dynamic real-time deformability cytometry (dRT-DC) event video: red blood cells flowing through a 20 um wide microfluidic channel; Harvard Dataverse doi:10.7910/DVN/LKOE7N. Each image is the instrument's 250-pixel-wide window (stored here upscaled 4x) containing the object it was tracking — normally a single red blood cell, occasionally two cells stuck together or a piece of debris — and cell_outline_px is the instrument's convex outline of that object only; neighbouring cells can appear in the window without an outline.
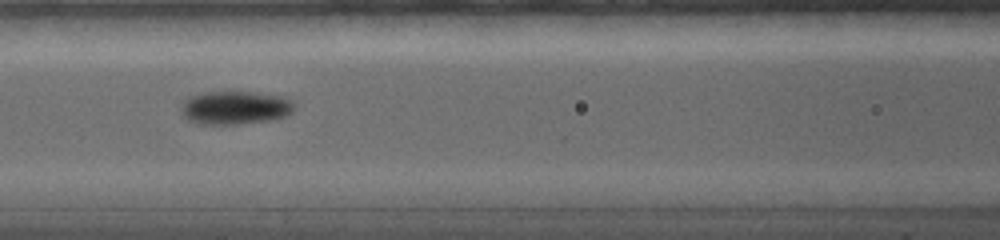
{"species": "common noctule bat (a hibernating species)", "species_latin": "Nyctalus noctula", "temperature_condition": "warm", "stored_images_in_passage": 34, "camera_frame_rate_fps": 5000, "um_per_image_px": 0.085, "animal": {"sex": "female", "body_mass_g": 19.0, "forearm_length_mm": 56.7}, "frame": {"image": 1, "passage_image": 11, "time_ms": 5.6, "image_size_px": [1000, 240], "cell_outline_px": [[296, 108], [288, 116], [272, 120], [236, 124], [200, 124], [188, 120], [180, 112], [184, 100], [192, 96], [204, 92], [252, 92], [280, 96], [296, 100]], "centroid_in_image_um": [20.05, 9.16], "position_along_channel_um": 146.5, "area_um2": 22.25}}
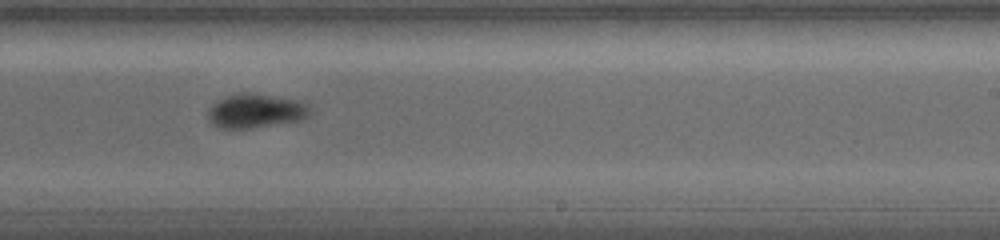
{"frame": {"image": 2, "passage_image": 17, "time_ms": 8.8, "image_size_px": [1000, 240], "cell_outline_px": [[308, 116], [300, 120], [248, 128], [220, 128], [212, 124], [208, 120], [208, 108], [216, 100], [228, 96], [244, 92], [248, 92], [300, 100], [308, 108]], "centroid_in_image_um": [21.66, 9.42], "position_along_channel_um": 267.3, "area_um2": 20.0}}
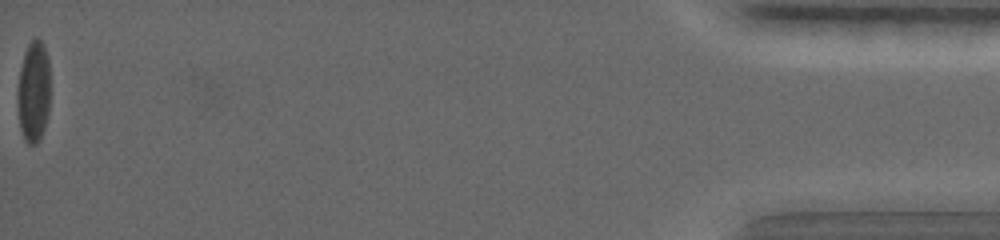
{"frame": {"image": 3, "passage_image": 34, "time_ms": 17.0, "image_size_px": [1000, 240], "cell_outline_px": [[48, 116], [40, 140], [36, 144], [28, 144], [24, 140], [20, 128], [16, 100], [20, 68], [24, 52], [28, 44], [36, 36], [44, 44], [48, 56]], "centroid_in_image_um": [2.83, 7.8], "position_along_channel_um": 432.4, "area_um2": 19.48}, "authors_computed_cell_mechanics": {"area_um2": 19.6231, "velocity_mm_per_s": 3.783, "shape_relaxation_time_tau1_ms": 4.2579, "shape_relaxation_time_tau2_ms": 3.8001, "deformation_change_tau1": 0.1336, "deformation_change_tau2": 0.0494}}